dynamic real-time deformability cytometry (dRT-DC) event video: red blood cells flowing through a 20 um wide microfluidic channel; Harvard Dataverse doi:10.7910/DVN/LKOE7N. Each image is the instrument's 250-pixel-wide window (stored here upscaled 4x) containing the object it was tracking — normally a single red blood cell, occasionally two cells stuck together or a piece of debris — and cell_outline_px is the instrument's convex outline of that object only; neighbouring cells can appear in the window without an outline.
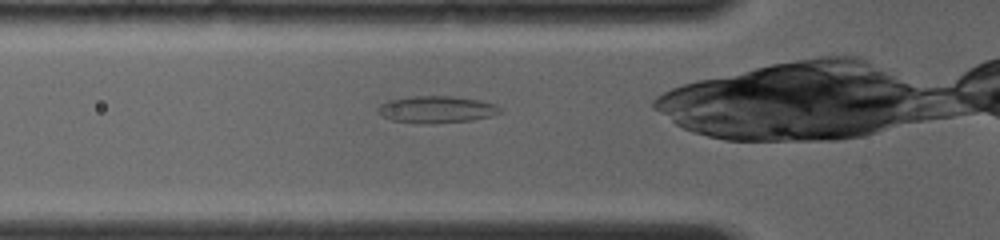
{"species": "common noctule bat (a hibernating species)", "species_latin": "Nyctalus noctula", "temperature_condition": "room temperature", "stored_images_in_passage": 5, "camera_frame_rate_fps": 4000, "um_per_image_px": 0.085, "animal": {"sex": "female", "body_mass_g": 19.0, "forearm_length_mm": 56.7}, "frame": {"image": 1, "passage_image": 2, "time_ms": 0.5, "image_size_px": [1000, 240], "cell_outline_px": [[504, 112], [492, 116], [472, 120], [432, 124], [416, 124], [392, 120], [376, 112], [376, 108], [380, 104], [388, 100], [408, 96], [452, 96], [480, 100], [496, 104]], "centroid_in_image_um": [37.1, 9.31], "position_along_channel_um": 88.7, "area_um2": 19.59}}